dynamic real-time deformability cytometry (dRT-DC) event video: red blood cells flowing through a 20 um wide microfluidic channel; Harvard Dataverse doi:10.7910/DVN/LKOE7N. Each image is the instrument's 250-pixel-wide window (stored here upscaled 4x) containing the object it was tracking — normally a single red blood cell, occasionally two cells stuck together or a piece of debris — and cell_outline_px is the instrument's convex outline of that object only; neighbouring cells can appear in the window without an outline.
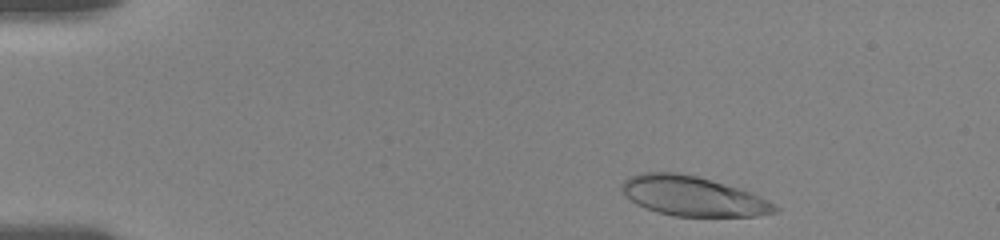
{"species": "human", "species_latin": "Homo sapiens", "temperature_condition": "room temperature", "stored_images_in_passage": 43, "camera_frame_rate_fps": 3000, "um_per_image_px": 0.085, "donor": {"sex": "female"}, "frame": {"image": 1, "passage_image": 3, "time_ms": 0.667, "image_size_px": [1000, 240], "cell_outline_px": [[780, 212], [756, 216], [672, 216], [656, 212], [644, 208], [636, 204], [620, 188], [620, 184], [628, 176], [640, 172], [680, 172], [696, 176], [740, 188], [760, 196], [780, 208]], "centroid_in_image_um": [58.88, 16.67], "position_along_channel_um": 26.1, "area_um2": 35.6}}
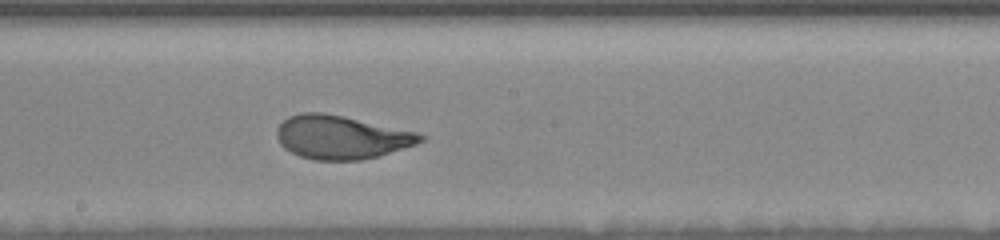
{"frame": {"image": 2, "passage_image": 26, "time_ms": 8.333, "image_size_px": [1000, 240], "cell_outline_px": [[428, 136], [424, 140], [416, 144], [376, 156], [360, 160], [316, 160], [300, 156], [284, 148], [280, 144], [276, 136], [276, 128], [288, 116], [300, 112], [324, 112], [344, 116], [416, 132]], "centroid_in_image_um": [28.97, 11.65], "position_along_channel_um": 219.2, "area_um2": 36.3}}
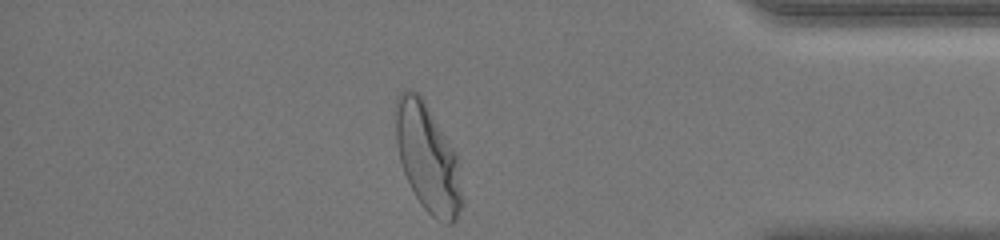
{"frame": {"image": 3, "passage_image": 43, "time_ms": 14.0, "image_size_px": [1000, 240], "cell_outline_px": [[460, 208], [456, 220], [452, 224], [444, 224], [436, 220], [420, 204], [404, 172], [400, 160], [396, 140], [396, 96], [400, 92], [408, 88], [416, 92], [424, 100], [456, 156], [460, 192]], "centroid_in_image_um": [36.3, 13.43], "position_along_channel_um": 398.9, "area_um2": 40.46}, "authors_computed_cell_mechanics": {"area_um2": 36.2406, "velocity_mm_per_s": 3.6107, "shape_relaxation_time_tau1_ms": 4.0274, "shape_relaxation_time_tau2_ms": null, "deformation_change_tau1": 0.1953, "deformation_change_tau2": null}}